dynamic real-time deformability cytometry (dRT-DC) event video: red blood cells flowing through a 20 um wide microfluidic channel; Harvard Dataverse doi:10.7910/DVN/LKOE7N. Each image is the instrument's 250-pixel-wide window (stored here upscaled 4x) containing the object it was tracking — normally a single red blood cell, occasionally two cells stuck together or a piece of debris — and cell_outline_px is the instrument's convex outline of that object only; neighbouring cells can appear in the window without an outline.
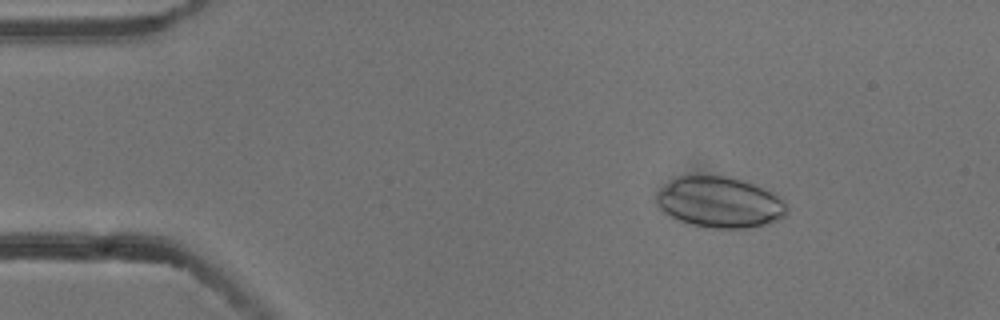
{"species": "common noctule bat (a hibernating species)", "species_latin": "Nyctalus noctula", "temperature_condition": "cold", "stored_images_in_passage": 5, "camera_frame_rate_fps": 3000, "um_per_image_px": 0.085, "animal": {"sex": "male", "body_mass_g": 13.3}, "frame": {"image": 1, "passage_image": 2, "time_ms": 0.333, "image_size_px": [1000, 320], "cell_outline_px": [[788, 212], [780, 220], [768, 224], [744, 228], [704, 228], [688, 224], [664, 212], [660, 208], [656, 200], [656, 192], [660, 188], [676, 176], [732, 176], [748, 180], [772, 192], [784, 200], [788, 204]], "centroid_in_image_um": [61.21, 17.19], "position_along_channel_um": 23.8, "area_um2": 39.3}}